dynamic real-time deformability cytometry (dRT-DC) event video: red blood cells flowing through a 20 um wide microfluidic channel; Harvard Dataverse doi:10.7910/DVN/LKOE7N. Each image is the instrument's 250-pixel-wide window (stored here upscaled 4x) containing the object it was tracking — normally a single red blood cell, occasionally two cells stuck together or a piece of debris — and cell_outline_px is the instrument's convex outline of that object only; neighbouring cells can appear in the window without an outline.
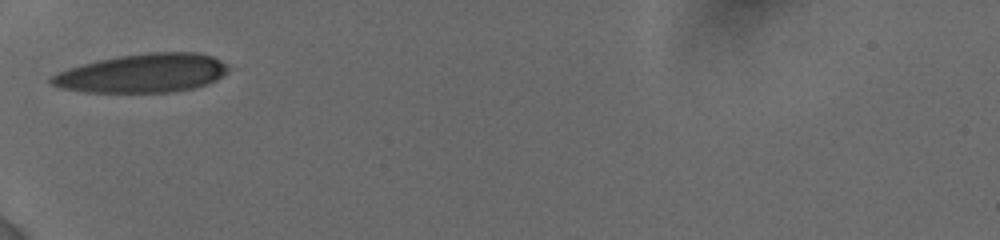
{"species": "human", "species_latin": "Homo sapiens", "temperature_condition": "cold", "stored_images_in_passage": 4, "camera_frame_rate_fps": 3000, "um_per_image_px": 0.085, "donor": {"sex": "female"}, "frame": {"image": 1, "passage_image": 1, "time_ms": 0.0, "image_size_px": [1000, 240], "cell_outline_px": [[228, 68], [216, 80], [208, 84], [196, 88], [172, 92], [88, 92], [60, 88], [52, 84], [48, 80], [52, 76], [68, 68], [100, 60], [120, 56], [148, 52], [196, 52], [212, 56], [220, 60]], "centroid_in_image_um": [12.13, 6.23], "position_along_channel_um": 72.9, "area_um2": 39.59}}
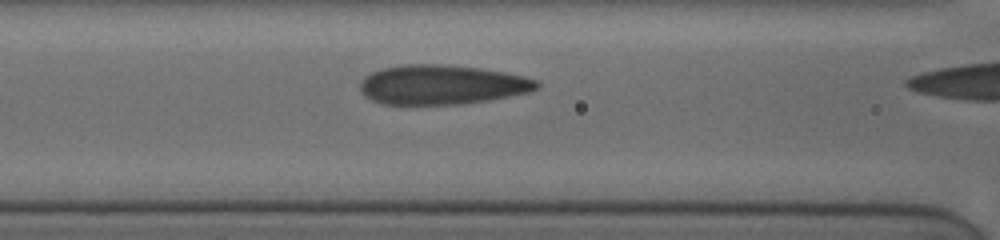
{"frame": {"image": 2, "passage_image": 3, "time_ms": 0.333, "image_size_px": [1000, 240], "cell_outline_px": [[540, 84], [536, 88], [528, 92], [488, 100], [460, 104], [380, 104], [364, 96], [360, 92], [360, 84], [364, 76], [372, 72], [384, 68], [404, 64], [444, 64], [480, 68], [504, 72], [536, 80]], "centroid_in_image_um": [37.5, 7.2], "position_along_channel_um": 129.1, "area_um2": 40.52}}